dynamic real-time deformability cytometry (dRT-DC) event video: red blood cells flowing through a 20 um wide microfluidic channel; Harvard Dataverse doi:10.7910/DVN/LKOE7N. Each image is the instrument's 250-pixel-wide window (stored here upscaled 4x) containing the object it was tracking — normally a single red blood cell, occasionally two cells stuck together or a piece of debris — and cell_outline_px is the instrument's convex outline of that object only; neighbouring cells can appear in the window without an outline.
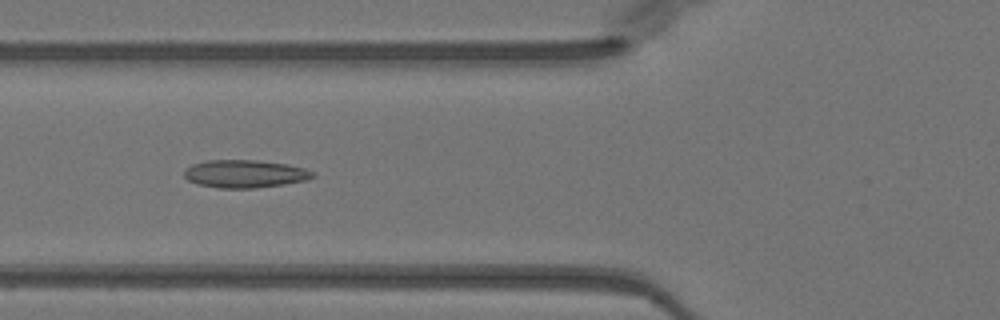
{"species": "Egyptian fruit bat (a non-hibernating species)", "species_latin": "Rousettus aegyptiacus", "temperature_condition": "warm", "stored_images_in_passage": 34, "camera_frame_rate_fps": 3000, "um_per_image_px": 0.085, "animal": {"sex": "female"}, "frame": {"image": 1, "passage_image": 3, "time_ms": 0.667, "image_size_px": [1000, 320], "cell_outline_px": [[316, 176], [308, 180], [284, 184], [256, 188], [216, 188], [196, 184], [188, 180], [184, 176], [184, 168], [192, 164], [208, 160], [256, 160], [288, 164], [304, 168], [312, 172]], "centroid_in_image_um": [20.79, 14.78], "position_along_channel_um": 105.0, "area_um2": 21.04}}
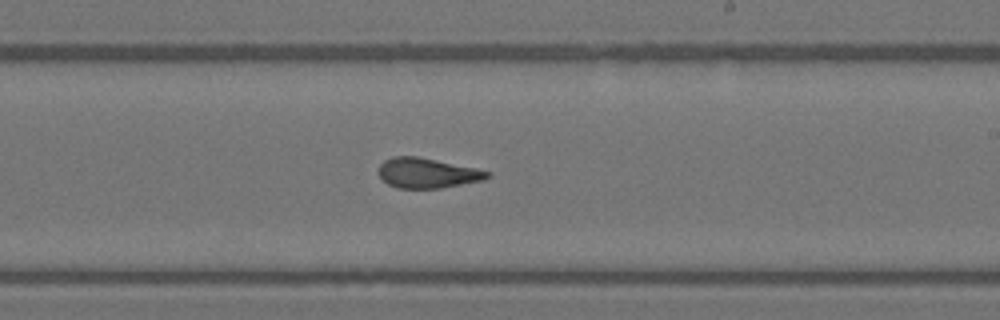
{"frame": {"image": 2, "passage_image": 14, "time_ms": 4.333, "image_size_px": [1000, 320], "cell_outline_px": [[492, 176], [484, 180], [440, 188], [396, 188], [388, 184], [376, 172], [380, 164], [384, 160], [392, 156], [416, 156], [476, 168], [488, 172]], "centroid_in_image_um": [36.28, 14.71], "position_along_channel_um": 252.7, "area_um2": 19.02}}
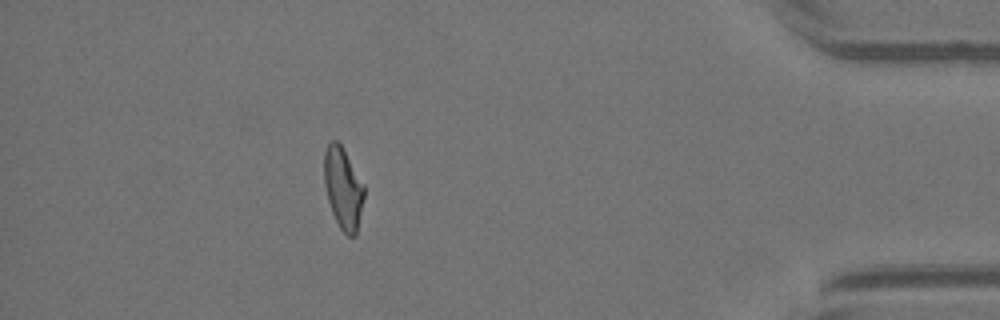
{"frame": {"image": 3, "passage_image": 29, "time_ms": 9.333, "image_size_px": [1000, 320], "cell_outline_px": [[364, 196], [356, 236], [348, 236], [340, 228], [332, 212], [328, 200], [324, 184], [324, 152], [328, 144], [332, 140], [336, 140], [340, 144], [364, 184]], "centroid_in_image_um": [29.16, 16.01], "position_along_channel_um": 406.0, "area_um2": 18.79}}